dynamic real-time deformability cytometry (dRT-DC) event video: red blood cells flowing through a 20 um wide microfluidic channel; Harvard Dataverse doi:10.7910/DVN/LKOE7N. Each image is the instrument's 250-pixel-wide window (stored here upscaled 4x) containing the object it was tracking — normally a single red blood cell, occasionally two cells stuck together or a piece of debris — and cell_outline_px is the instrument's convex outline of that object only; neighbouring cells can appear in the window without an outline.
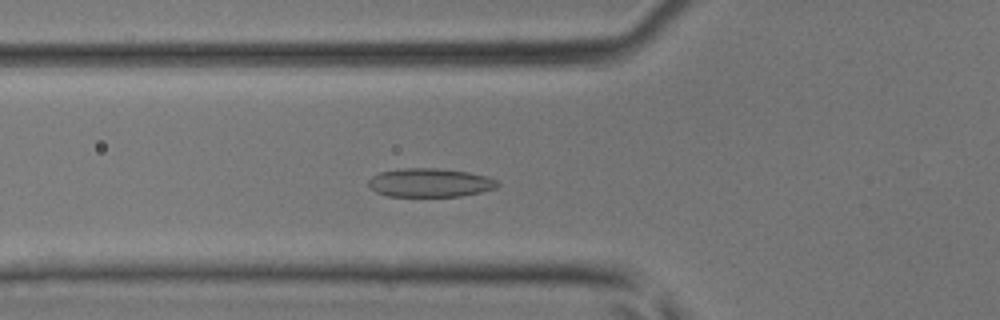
{"species": "common noctule bat (a hibernating species)", "species_latin": "Nyctalus noctula", "temperature_condition": "room temperature", "stored_images_in_passage": 44, "camera_frame_rate_fps": 3000, "um_per_image_px": 0.085, "animal": {"sex": "male", "body_mass_g": 17.9, "forearm_length_mm": 54.2}, "frame": {"image": 1, "passage_image": 16, "time_ms": 5.0, "image_size_px": [1000, 320], "cell_outline_px": [[500, 184], [496, 188], [480, 192], [460, 196], [388, 196], [376, 192], [368, 184], [368, 180], [372, 176], [380, 172], [404, 168], [436, 168], [468, 172], [488, 176], [496, 180]], "centroid_in_image_um": [36.56, 15.52], "position_along_channel_um": 89.2, "area_um2": 21.5}}
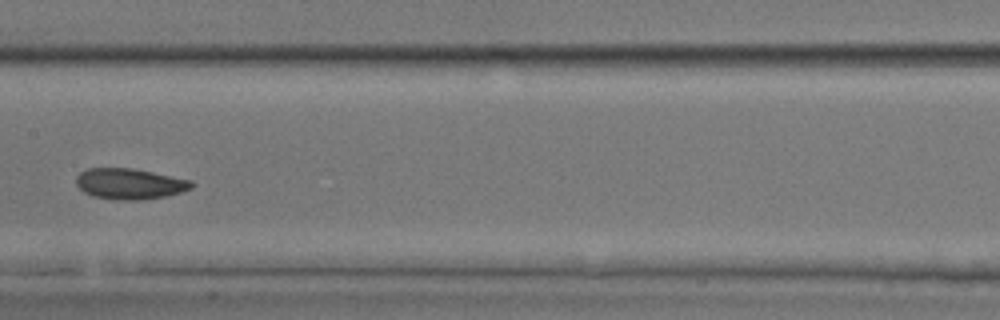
{"frame": {"image": 2, "passage_image": 23, "time_ms": 7.333, "image_size_px": [1000, 320], "cell_outline_px": [[192, 188], [180, 192], [164, 196], [140, 200], [116, 200], [92, 196], [84, 192], [76, 184], [76, 176], [80, 172], [88, 168], [132, 168], [192, 180]], "centroid_in_image_um": [10.99, 15.62], "position_along_channel_um": 196.4, "area_um2": 20.63}}
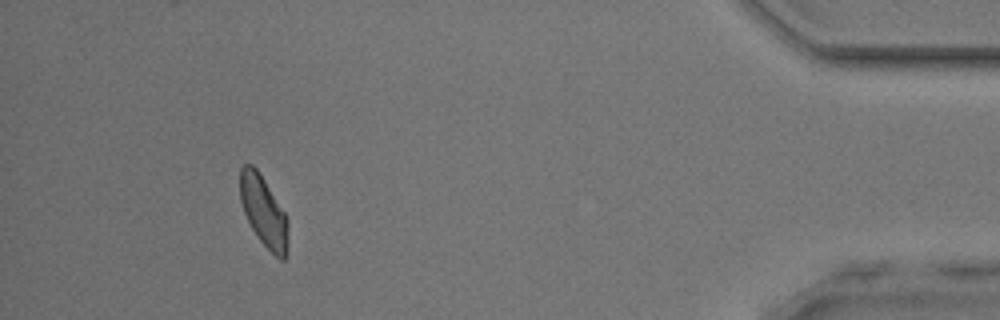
{"frame": {"image": 3, "passage_image": 41, "time_ms": 13.333, "image_size_px": [1000, 320], "cell_outline_px": [[288, 244], [284, 260], [280, 260], [256, 236], [244, 212], [240, 200], [240, 168], [244, 164], [252, 164], [256, 168], [264, 180], [284, 212], [288, 220]], "centroid_in_image_um": [22.4, 17.97], "position_along_channel_um": 412.8, "area_um2": 19.48}}